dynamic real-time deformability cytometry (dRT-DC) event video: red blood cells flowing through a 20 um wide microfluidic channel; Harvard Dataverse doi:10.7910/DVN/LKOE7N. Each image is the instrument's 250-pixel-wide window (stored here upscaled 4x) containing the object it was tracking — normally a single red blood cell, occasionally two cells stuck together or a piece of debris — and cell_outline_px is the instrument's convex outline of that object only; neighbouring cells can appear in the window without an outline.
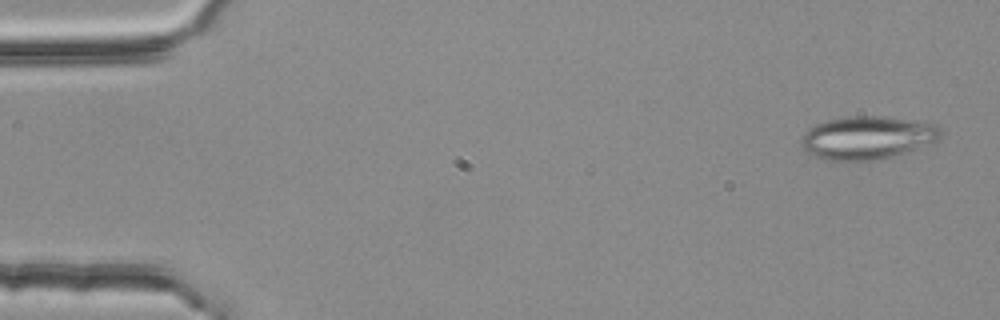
{"species": "common noctule bat (a hibernating species)", "species_latin": "Nyctalus noctula", "temperature_condition": "room temperature", "stored_images_in_passage": 54, "camera_frame_rate_fps": 3000, "um_per_image_px": 0.085, "animal": {"sex": "female", "body_mass_g": 25.1}, "frame": {"image": 1, "passage_image": 2, "time_ms": 0.333, "image_size_px": [1000, 320], "cell_outline_px": [[944, 132], [940, 140], [884, 160], [824, 160], [804, 152], [800, 144], [800, 140], [804, 132], [808, 128], [816, 124], [828, 120], [848, 116], [876, 116], [908, 120], [936, 124]], "centroid_in_image_um": [73.71, 11.72], "position_along_channel_um": 11.3, "area_um2": 35.37}}
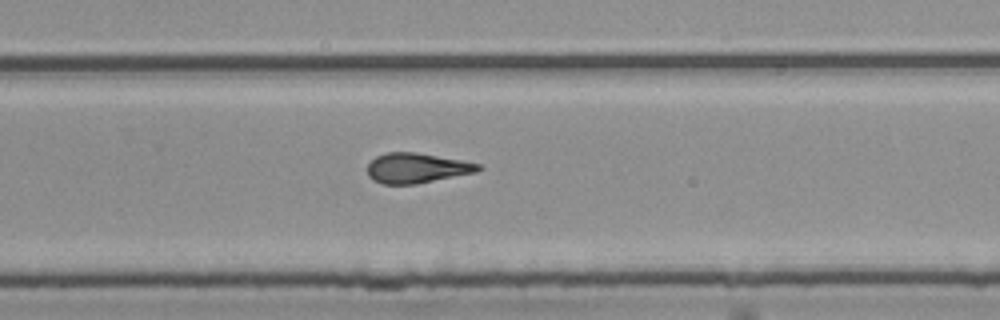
{"frame": {"image": 2, "passage_image": 35, "time_ms": 11.333, "image_size_px": [1000, 320], "cell_outline_px": [[484, 168], [476, 172], [416, 184], [384, 184], [372, 180], [368, 176], [368, 164], [376, 156], [384, 152], [416, 152], [460, 160], [480, 164]], "centroid_in_image_um": [35.4, 14.28], "position_along_channel_um": 294.4, "area_um2": 19.36}}
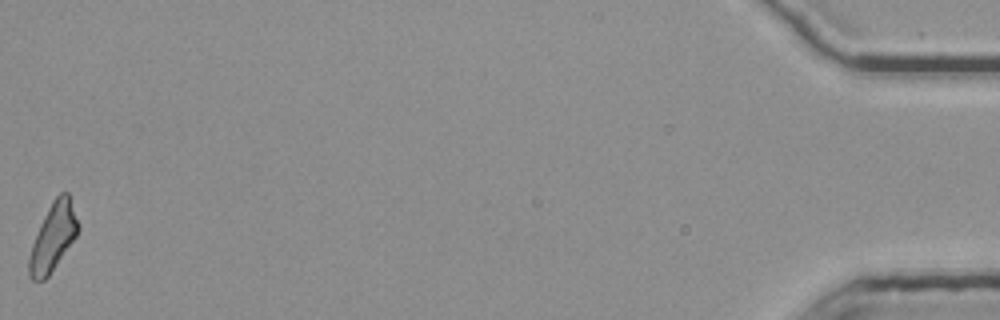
{"frame": {"image": 3, "passage_image": 54, "time_ms": 17.667, "image_size_px": [1000, 320], "cell_outline_px": [[80, 228], [76, 236], [48, 276], [44, 280], [32, 280], [28, 272], [28, 260], [32, 244], [40, 224], [52, 200], [60, 192], [68, 192], [80, 224]], "centroid_in_image_um": [4.52, 20.13], "position_along_channel_um": 430.7, "area_um2": 19.13}, "authors_computed_cell_mechanics": {"area_um2": 19.9988, "velocity_mm_per_s": 3.763, "shape_relaxation_time_tau1_ms": null, "shape_relaxation_time_tau2_ms": 2.699, "deformation_change_tau1": null, "deformation_change_tau2": 0.1318}}